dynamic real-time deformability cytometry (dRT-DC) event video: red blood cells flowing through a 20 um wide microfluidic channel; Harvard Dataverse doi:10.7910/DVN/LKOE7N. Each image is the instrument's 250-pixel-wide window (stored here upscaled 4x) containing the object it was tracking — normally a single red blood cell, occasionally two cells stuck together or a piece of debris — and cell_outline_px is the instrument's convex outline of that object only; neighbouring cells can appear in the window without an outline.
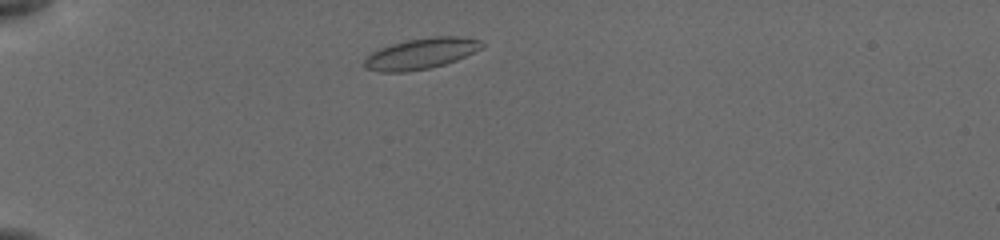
{"species": "common noctule bat (a hibernating species)", "species_latin": "Nyctalus noctula", "temperature_condition": "cold", "stored_images_in_passage": 59, "camera_frame_rate_fps": 3000, "um_per_image_px": 0.085, "animal": {"sex": "female", "body_mass_g": 19.5, "forearm_length_mm": 54.1}, "frame": {"image": 1, "passage_image": 7, "time_ms": 1.0, "image_size_px": [1000, 240], "cell_outline_px": [[484, 44], [480, 48], [456, 60], [444, 64], [428, 68], [408, 72], [380, 72], [364, 68], [364, 60], [372, 52], [380, 48], [392, 44], [408, 40], [432, 36], [460, 36], [480, 40]], "centroid_in_image_um": [35.75, 4.56], "position_along_channel_um": 49.2, "area_um2": 20.92}}
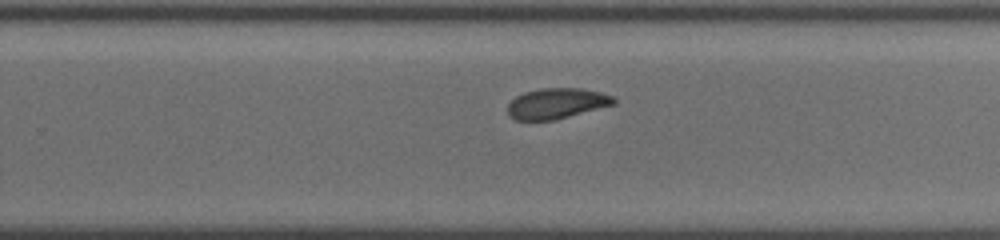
{"frame": {"image": 2, "passage_image": 33, "time_ms": 8.0, "image_size_px": [1000, 240], "cell_outline_px": [[616, 104], [552, 120], [516, 120], [508, 116], [508, 104], [516, 96], [524, 92], [540, 88], [580, 88], [600, 92], [612, 96], [616, 100]], "centroid_in_image_um": [47.29, 8.78], "position_along_channel_um": 282.5, "area_um2": 18.79}}
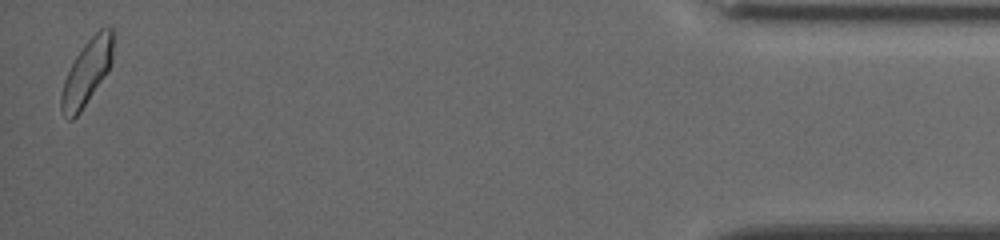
{"frame": {"image": 3, "passage_image": 59, "time_ms": 13.667, "image_size_px": [1000, 240], "cell_outline_px": [[112, 60], [108, 72], [80, 112], [72, 120], [68, 120], [64, 116], [60, 108], [60, 96], [64, 80], [76, 56], [84, 44], [100, 28], [112, 28]], "centroid_in_image_um": [7.36, 6.19], "position_along_channel_um": 427.8, "area_um2": 19.42}, "authors_computed_cell_mechanics": {"area_um2": 19.652, "velocity_mm_per_s": 3.8292, "shape_relaxation_time_tau1_ms": 5.4486, "shape_relaxation_time_tau2_ms": 4.8911, "deformation_change_tau1": 0.1142, "deformation_change_tau2": 0.0865}}